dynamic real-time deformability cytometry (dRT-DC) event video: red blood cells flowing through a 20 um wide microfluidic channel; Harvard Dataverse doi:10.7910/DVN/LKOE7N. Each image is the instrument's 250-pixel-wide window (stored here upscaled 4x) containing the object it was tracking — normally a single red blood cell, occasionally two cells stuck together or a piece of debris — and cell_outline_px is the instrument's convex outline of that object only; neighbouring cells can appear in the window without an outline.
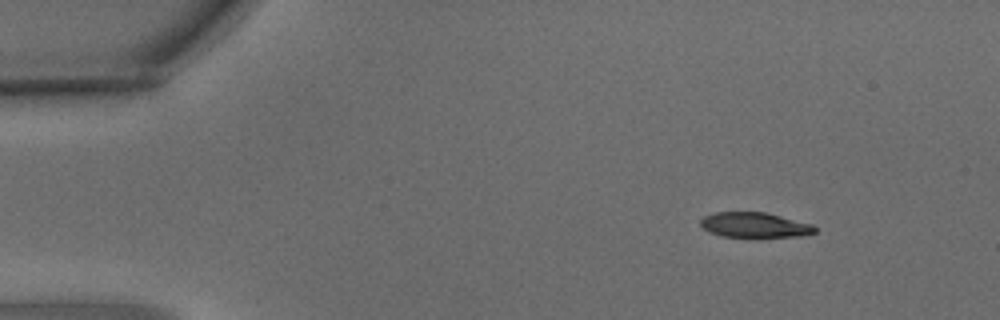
{"species": "common noctule bat (a hibernating species)", "species_latin": "Nyctalus noctula", "temperature_condition": "warm", "stored_images_in_passage": 4, "camera_frame_rate_fps": 3000, "um_per_image_px": 0.085, "animal": {"sex": "male", "body_mass_g": 15.6}, "frame": {"image": 1, "passage_image": 1, "time_ms": 0.0, "image_size_px": [1000, 320], "cell_outline_px": [[816, 232], [800, 236], [752, 240], [720, 236], [704, 228], [700, 224], [700, 220], [704, 216], [716, 212], [764, 212], [812, 224], [816, 228]], "centroid_in_image_um": [64.15, 19.18], "position_along_channel_um": 20.9, "area_um2": 17.46}}
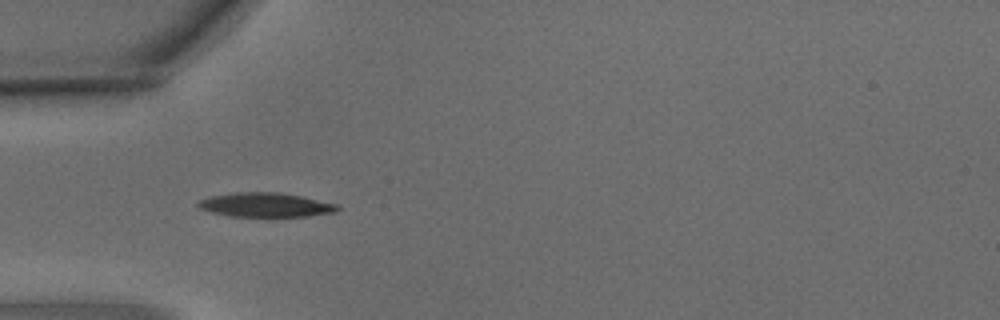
{"frame": {"image": 2, "passage_image": 3, "time_ms": 0.667, "image_size_px": [1000, 320], "cell_outline_px": [[340, 208], [336, 212], [308, 216], [228, 216], [212, 212], [200, 208], [196, 204], [200, 200], [212, 196], [232, 192], [280, 192], [300, 196], [336, 204]], "centroid_in_image_um": [22.56, 17.41], "position_along_channel_um": 62.4, "area_um2": 19.48}}